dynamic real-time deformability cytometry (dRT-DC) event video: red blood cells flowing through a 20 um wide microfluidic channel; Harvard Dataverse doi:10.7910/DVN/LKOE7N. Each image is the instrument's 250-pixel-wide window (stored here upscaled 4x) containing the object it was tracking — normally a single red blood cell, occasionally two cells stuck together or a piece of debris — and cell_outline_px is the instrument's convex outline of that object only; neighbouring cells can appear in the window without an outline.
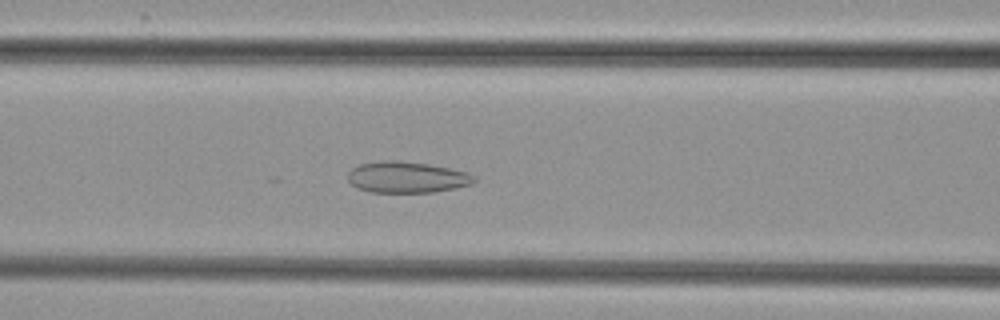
{"species": "common noctule bat (a hibernating species)", "species_latin": "Nyctalus noctula", "temperature_condition": "cold", "stored_images_in_passage": 52, "camera_frame_rate_fps": 3000, "um_per_image_px": 0.085, "animal": {"sex": "female", "body_mass_g": 29.2, "forearm_length_mm": 56.3}, "frame": {"image": 1, "passage_image": 21, "time_ms": 6.667, "image_size_px": [1000, 320], "cell_outline_px": [[476, 180], [472, 184], [456, 188], [432, 192], [372, 192], [356, 188], [348, 180], [348, 172], [352, 168], [360, 164], [380, 160], [396, 160], [428, 164], [468, 172], [476, 176]], "centroid_in_image_um": [34.58, 15.06], "position_along_channel_um": 132.0, "area_um2": 23.06}}
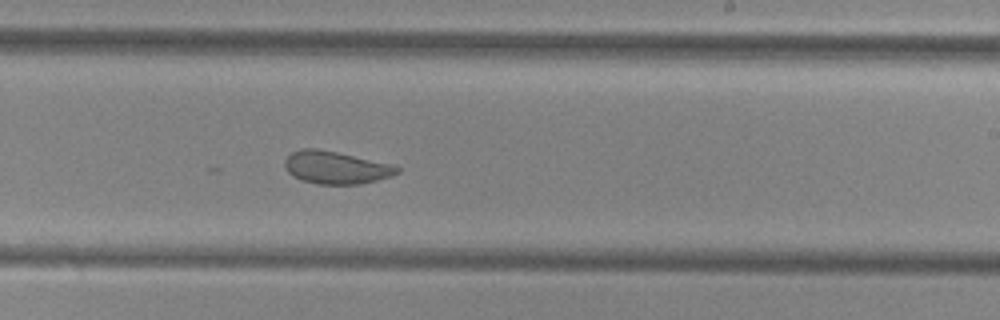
{"frame": {"image": 2, "passage_image": 31, "time_ms": 10.0, "image_size_px": [1000, 320], "cell_outline_px": [[400, 172], [392, 176], [360, 184], [316, 184], [300, 180], [292, 176], [288, 172], [284, 164], [284, 160], [292, 152], [304, 148], [316, 148], [336, 152], [392, 164], [400, 168]], "centroid_in_image_um": [28.54, 14.25], "position_along_channel_um": 260.5, "area_um2": 21.33}}
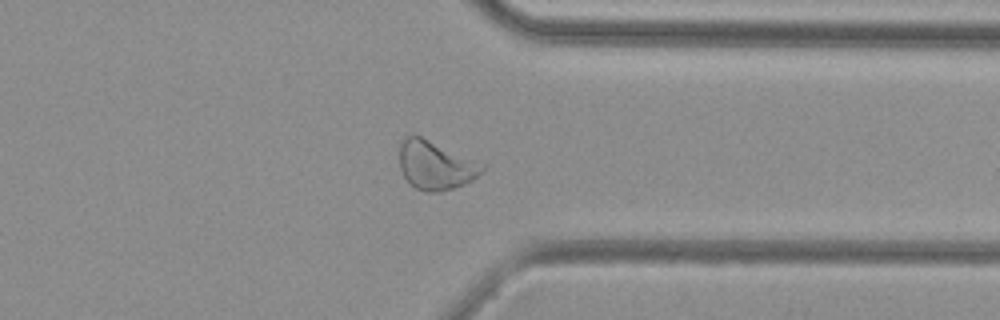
{"frame": {"image": 3, "passage_image": 40, "time_ms": 13.0, "image_size_px": [1000, 320], "cell_outline_px": [[484, 172], [472, 180], [464, 184], [440, 192], [424, 192], [416, 188], [404, 176], [400, 168], [400, 144], [404, 136], [420, 136], [484, 164]], "centroid_in_image_um": [37.02, 14.06], "position_along_channel_um": 374.4, "area_um2": 23.18}}